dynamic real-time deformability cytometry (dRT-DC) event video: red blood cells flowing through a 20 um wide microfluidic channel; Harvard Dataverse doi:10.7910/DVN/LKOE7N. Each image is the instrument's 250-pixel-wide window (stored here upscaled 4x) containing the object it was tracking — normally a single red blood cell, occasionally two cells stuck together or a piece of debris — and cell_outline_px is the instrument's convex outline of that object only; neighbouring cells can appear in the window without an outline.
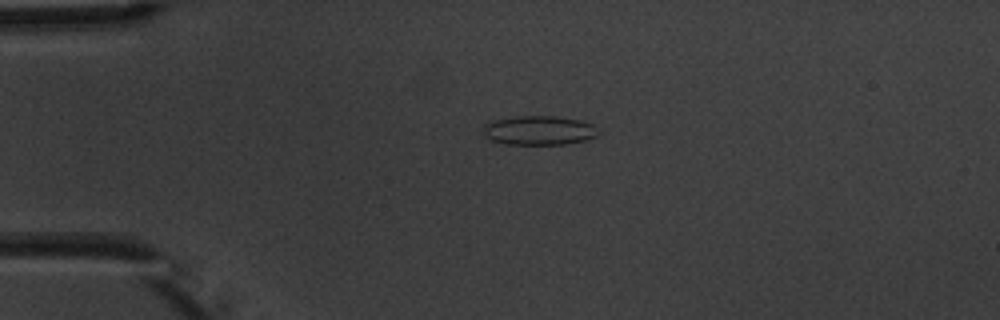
{"species": "common noctule bat (a hibernating species)", "species_latin": "Nyctalus noctula", "temperature_condition": "warm", "stored_images_in_passage": 6, "camera_frame_rate_fps": 3000, "um_per_image_px": 0.085, "animal": {"sex": "male", "body_mass_g": 20.1, "forearm_length_mm": 53.5}, "frame": {"image": 1, "passage_image": 4, "time_ms": 3.333, "image_size_px": [1000, 320], "cell_outline_px": [[596, 136], [584, 140], [564, 144], [508, 144], [492, 140], [484, 136], [484, 124], [492, 120], [516, 116], [556, 116], [580, 120], [592, 124]], "centroid_in_image_um": [45.75, 11.07], "position_along_channel_um": 39.3, "area_um2": 19.31}}
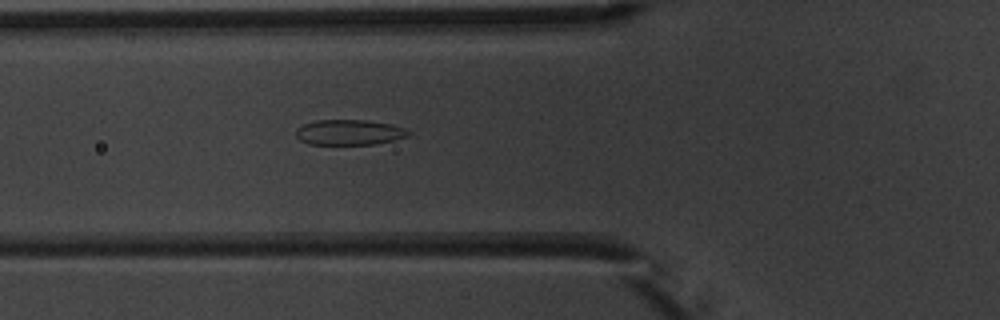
{"frame": {"image": 2, "passage_image": 6, "time_ms": 5.667, "image_size_px": [1000, 320], "cell_outline_px": [[408, 136], [396, 140], [372, 144], [308, 144], [300, 140], [296, 136], [296, 128], [304, 124], [316, 120], [368, 120], [392, 124], [404, 128], [408, 132]], "centroid_in_image_um": [29.67, 11.24], "position_along_channel_um": 96.1, "area_um2": 16.59}}